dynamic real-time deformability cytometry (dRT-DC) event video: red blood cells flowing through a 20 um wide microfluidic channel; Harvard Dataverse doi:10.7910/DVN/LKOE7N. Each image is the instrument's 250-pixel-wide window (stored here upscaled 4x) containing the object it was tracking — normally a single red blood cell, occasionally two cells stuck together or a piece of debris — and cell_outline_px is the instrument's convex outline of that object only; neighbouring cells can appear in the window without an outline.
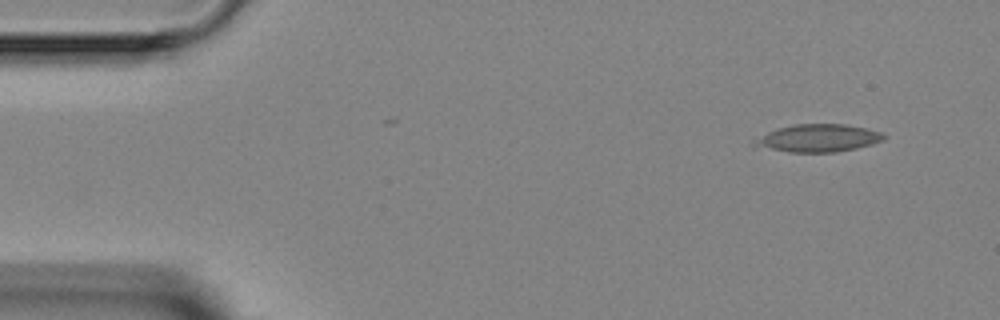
{"species": "Egyptian fruit bat (a non-hibernating species)", "species_latin": "Rousettus aegyptiacus", "temperature_condition": "room temperature", "stored_images_in_passage": 3, "camera_frame_rate_fps": 3000, "um_per_image_px": 0.085, "animal": {"sex": "female"}, "frame": {"image": 1, "passage_image": 3, "time_ms": 2.333, "image_size_px": [1000, 320], "cell_outline_px": [[884, 140], [872, 144], [856, 148], [836, 152], [788, 152], [752, 144], [752, 140], [768, 132], [780, 128], [796, 124], [844, 124], [868, 128], [884, 132]], "centroid_in_image_um": [69.61, 11.73], "position_along_channel_um": 15.4, "area_um2": 20.63}}